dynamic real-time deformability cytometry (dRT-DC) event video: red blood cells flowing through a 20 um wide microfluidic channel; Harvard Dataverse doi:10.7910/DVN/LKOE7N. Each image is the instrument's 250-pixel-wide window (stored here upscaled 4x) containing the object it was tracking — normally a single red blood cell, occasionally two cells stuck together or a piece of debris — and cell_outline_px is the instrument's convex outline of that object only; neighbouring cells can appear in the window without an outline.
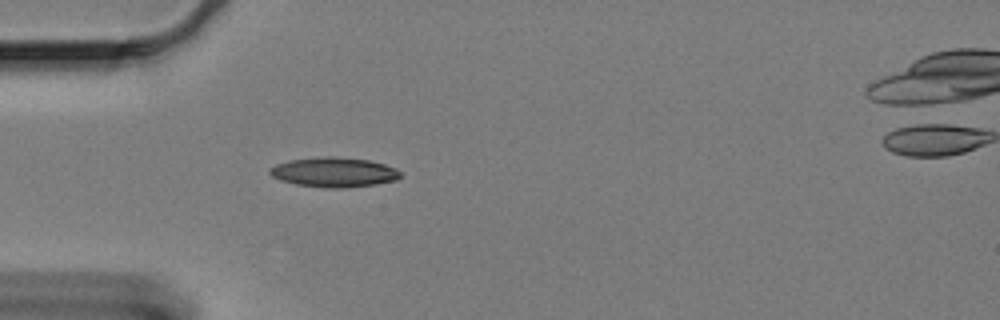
{"species": "Egyptian fruit bat (a non-hibernating species)", "species_latin": "Rousettus aegyptiacus", "temperature_condition": "cold", "stored_images_in_passage": 44, "camera_frame_rate_fps": 3000, "um_per_image_px": 0.085, "animal": {"sex": "female"}, "frame": {"image": 1, "passage_image": 1, "time_ms": 0.0, "image_size_px": [1000, 320], "cell_outline_px": [[400, 176], [396, 180], [376, 184], [336, 188], [324, 188], [296, 184], [280, 180], [272, 176], [268, 172], [268, 168], [276, 164], [288, 160], [324, 156], [336, 156], [368, 160], [384, 164], [396, 168], [400, 172]], "centroid_in_image_um": [28.35, 14.63], "position_along_channel_um": 56.7, "area_um2": 22.66}}
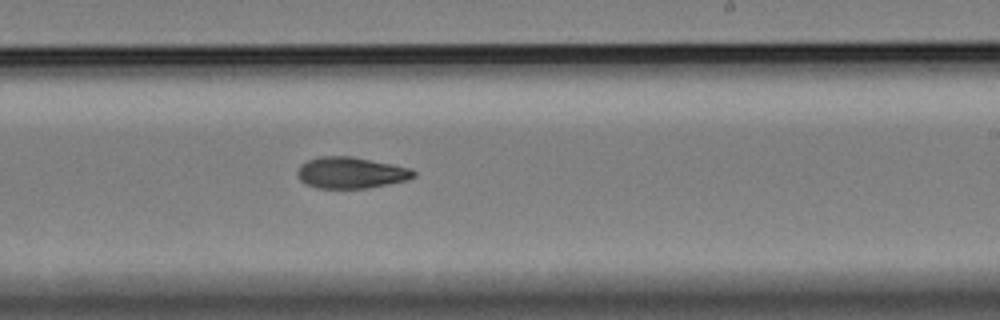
{"frame": {"image": 2, "passage_image": 20, "time_ms": 6.333, "image_size_px": [1000, 320], "cell_outline_px": [[416, 176], [408, 180], [364, 188], [316, 188], [304, 184], [300, 180], [296, 172], [300, 164], [308, 160], [320, 156], [352, 156], [412, 168], [416, 172]], "centroid_in_image_um": [29.81, 14.67], "position_along_channel_um": 259.2, "area_um2": 21.33}}
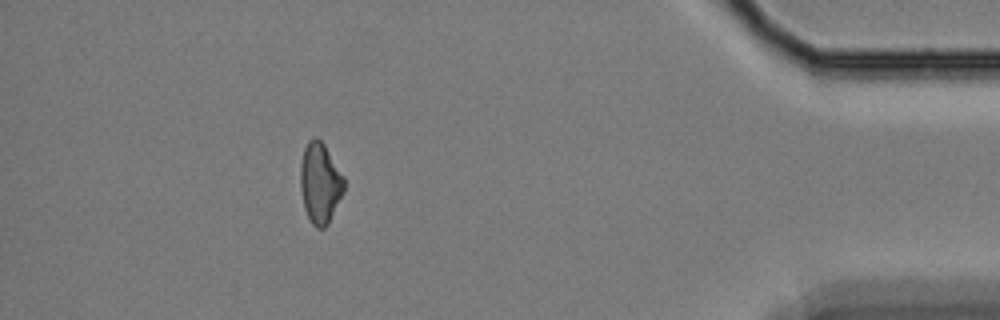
{"frame": {"image": 3, "passage_image": 38, "time_ms": 12.333, "image_size_px": [1000, 320], "cell_outline_px": [[344, 192], [328, 224], [324, 228], [316, 228], [312, 224], [304, 208], [300, 188], [300, 164], [304, 148], [308, 140], [312, 136], [316, 136], [324, 144], [344, 176]], "centroid_in_image_um": [27.2, 15.54], "position_along_channel_um": 408.0, "area_um2": 20.69}, "authors_computed_cell_mechanics": {"area_um2": 21.0681, "velocity_mm_per_s": 3.2712, "shape_relaxation_time_tau1_ms": null, "shape_relaxation_time_tau2_ms": 10.4527, "deformation_change_tau1": null, "deformation_change_tau2": 0.1609}}